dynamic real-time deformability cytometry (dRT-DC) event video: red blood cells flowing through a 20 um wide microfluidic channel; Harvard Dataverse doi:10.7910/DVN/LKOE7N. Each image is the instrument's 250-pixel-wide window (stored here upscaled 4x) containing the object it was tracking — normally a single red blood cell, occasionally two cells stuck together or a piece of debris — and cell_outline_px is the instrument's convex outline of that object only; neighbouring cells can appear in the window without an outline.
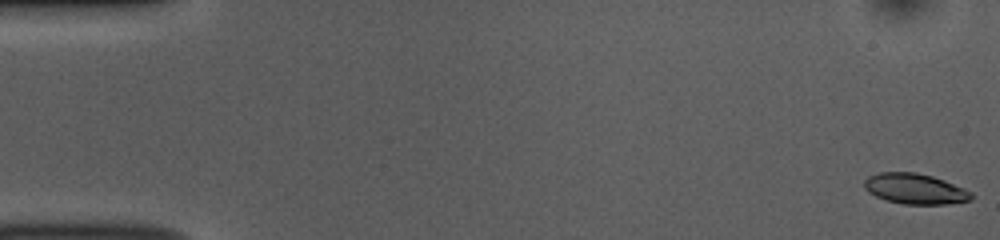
{"species": "common noctule bat (a hibernating species)", "species_latin": "Nyctalus noctula", "temperature_condition": "room temperature", "stored_images_in_passage": 52, "camera_frame_rate_fps": 3000, "um_per_image_px": 0.085, "animal": {"sex": "female", "body_mass_g": 10.0, "forearm_length_mm": 53.1}, "frame": {"image": 1, "passage_image": 1, "time_ms": 0.0, "image_size_px": [1000, 240], "cell_outline_px": [[972, 200], [944, 204], [904, 204], [888, 200], [876, 196], [868, 192], [864, 188], [864, 180], [868, 176], [880, 172], [916, 172], [932, 176], [944, 180], [964, 188], [972, 192]], "centroid_in_image_um": [77.77, 16.04], "position_along_channel_um": 7.2, "area_um2": 18.96}}
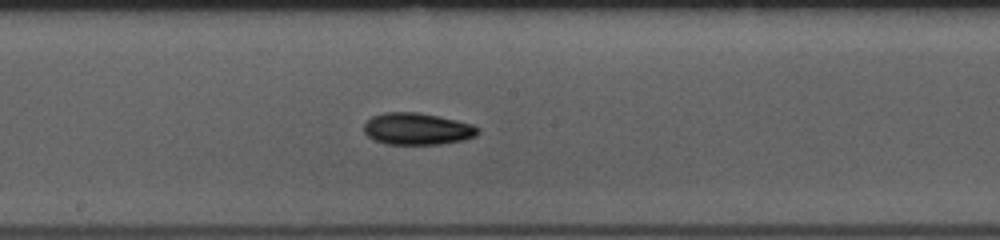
{"frame": {"image": 2, "passage_image": 28, "time_ms": 9.0, "image_size_px": [1000, 240], "cell_outline_px": [[480, 132], [476, 136], [464, 140], [440, 144], [384, 144], [368, 136], [364, 132], [364, 124], [372, 116], [384, 112], [416, 112], [440, 116], [472, 124], [480, 128]], "centroid_in_image_um": [35.48, 10.95], "position_along_channel_um": 212.7, "area_um2": 21.27}}
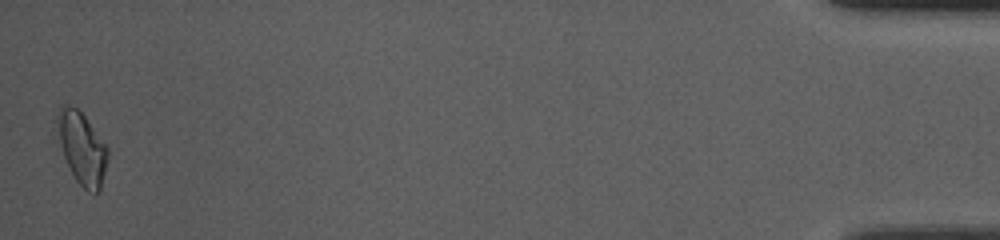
{"frame": {"image": 3, "passage_image": 52, "time_ms": 17.0, "image_size_px": [1000, 240], "cell_outline_px": [[108, 160], [100, 188], [96, 192], [88, 192], [76, 180], [64, 156], [60, 144], [56, 120], [56, 116], [60, 104], [64, 104], [76, 108], [84, 116], [108, 148]], "centroid_in_image_um": [6.96, 12.57], "position_along_channel_um": 428.2, "area_um2": 20.75}, "authors_computed_cell_mechanics": {"area_um2": 19.8832, "velocity_mm_per_s": 3.8292, "shape_relaxation_time_tau1_ms": 2.4527, "shape_relaxation_time_tau2_ms": 8.8143, "deformation_change_tau1": 0.1326, "deformation_change_tau2": 0.1499}}